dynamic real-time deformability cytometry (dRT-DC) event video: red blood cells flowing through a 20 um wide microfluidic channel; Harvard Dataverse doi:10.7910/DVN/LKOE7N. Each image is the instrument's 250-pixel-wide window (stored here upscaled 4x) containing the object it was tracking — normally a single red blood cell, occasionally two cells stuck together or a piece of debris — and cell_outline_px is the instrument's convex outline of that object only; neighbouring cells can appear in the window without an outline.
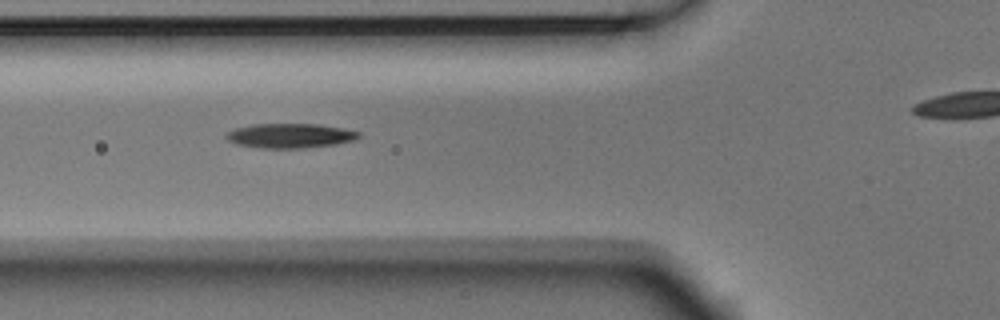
{"species": "Egyptian fruit bat (a non-hibernating species)", "species_latin": "Rousettus aegyptiacus", "temperature_condition": "room temperature", "stored_images_in_passage": 6, "camera_frame_rate_fps": 3000, "um_per_image_px": 0.085, "animal": {"sex": "male"}, "frame": {"image": 1, "passage_image": 2, "time_ms": 0.333, "image_size_px": [1000, 320], "cell_outline_px": [[360, 136], [356, 140], [336, 144], [300, 148], [264, 148], [240, 144], [228, 140], [224, 136], [228, 132], [236, 128], [252, 124], [316, 124], [344, 128], [360, 132]], "centroid_in_image_um": [24.7, 11.53], "position_along_channel_um": 101.1, "area_um2": 18.79}}
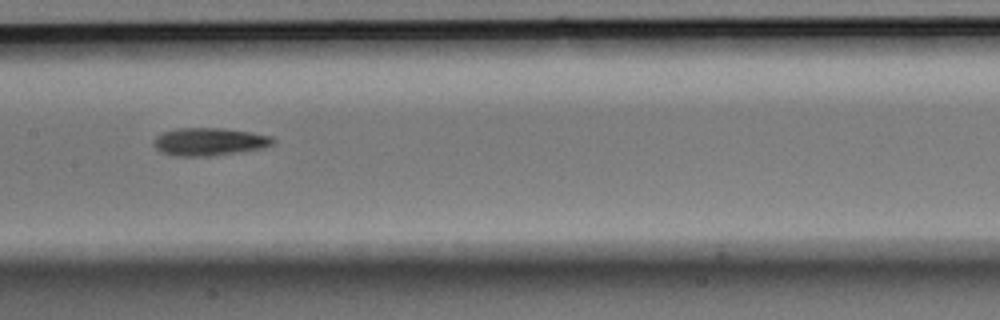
{"frame": {"image": 2, "passage_image": 4, "time_ms": 1.0, "image_size_px": [1000, 320], "cell_outline_px": [[276, 140], [272, 144], [264, 148], [240, 152], [212, 156], [176, 156], [160, 152], [152, 144], [152, 140], [160, 132], [176, 128], [220, 128], [248, 132], [272, 136]], "centroid_in_image_um": [17.74, 12.05], "position_along_channel_um": 189.7, "area_um2": 19.54}}
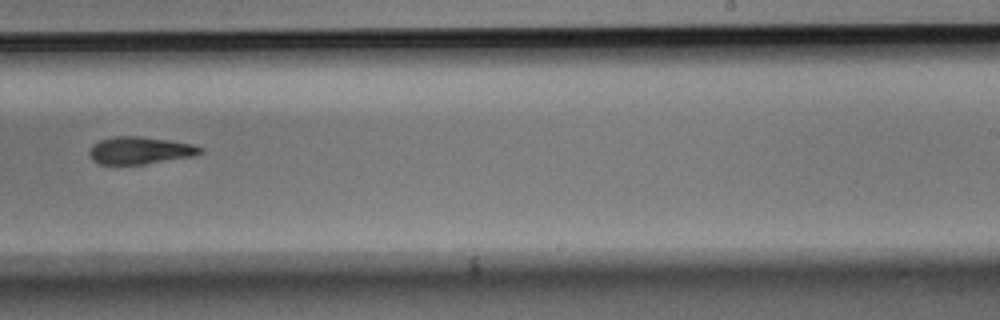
{"frame": {"image": 3, "passage_image": 6, "time_ms": 1.667, "image_size_px": [1000, 320], "cell_outline_px": [[204, 152], [192, 156], [144, 164], [100, 164], [92, 160], [88, 152], [100, 140], [112, 136], [140, 136], [168, 140], [192, 144], [204, 148]], "centroid_in_image_um": [11.91, 12.78], "position_along_channel_um": 277.1, "area_um2": 17.51}}